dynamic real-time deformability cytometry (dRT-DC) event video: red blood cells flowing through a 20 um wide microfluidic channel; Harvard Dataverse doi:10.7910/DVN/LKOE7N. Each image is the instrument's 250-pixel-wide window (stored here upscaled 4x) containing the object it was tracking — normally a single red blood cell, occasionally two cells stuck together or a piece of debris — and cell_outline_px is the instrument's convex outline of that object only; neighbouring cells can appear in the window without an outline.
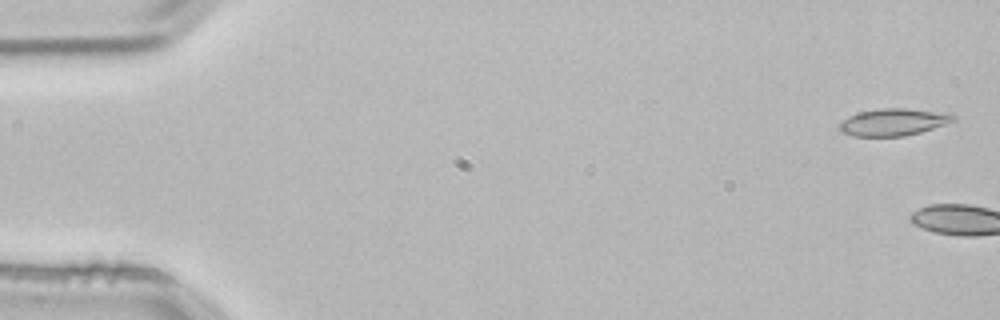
{"species": "common noctule bat (a hibernating species)", "species_latin": "Nyctalus noctula", "temperature_condition": "room temperature", "stored_images_in_passage": 4, "camera_frame_rate_fps": 3000, "um_per_image_px": 0.085, "animal": {"sex": "male", "body_mass_g": 21.5, "forearm_length_mm": 52.0}, "frame": {"image": 1, "passage_image": 1, "time_ms": 0.0, "image_size_px": [1000, 320], "cell_outline_px": [[956, 120], [920, 132], [904, 136], [852, 136], [840, 132], [836, 128], [848, 116], [860, 112], [880, 108], [904, 108], [952, 112], [956, 116]], "centroid_in_image_um": [75.95, 10.37], "position_along_channel_um": 9.0, "area_um2": 18.21}}